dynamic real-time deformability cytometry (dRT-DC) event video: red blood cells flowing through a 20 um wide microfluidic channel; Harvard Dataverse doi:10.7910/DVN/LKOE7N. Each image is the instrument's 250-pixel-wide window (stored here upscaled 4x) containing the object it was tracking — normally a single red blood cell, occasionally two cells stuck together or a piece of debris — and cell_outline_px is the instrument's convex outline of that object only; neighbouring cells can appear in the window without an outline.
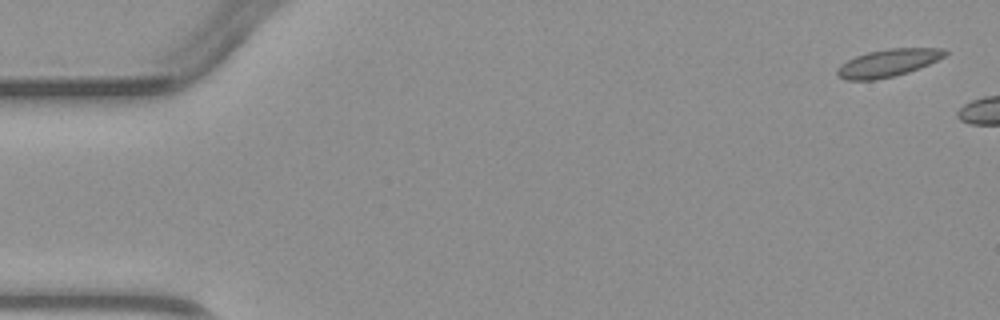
{"species": "common noctule bat (a hibernating species)", "species_latin": "Nyctalus noctula", "temperature_condition": "warm", "stored_images_in_passage": 2, "camera_frame_rate_fps": 3000, "um_per_image_px": 0.085, "animal": {"sex": "male", "body_mass_g": 23.1, "forearm_length_mm": 52.7}, "frame": {"image": 1, "passage_image": 1, "time_ms": 0.0, "image_size_px": [1000, 320], "cell_outline_px": [[948, 52], [944, 56], [920, 68], [908, 72], [876, 80], [848, 80], [840, 76], [836, 72], [836, 68], [840, 64], [856, 56], [868, 52], [888, 48], [944, 48]], "centroid_in_image_um": [75.47, 5.34], "position_along_channel_um": 9.5, "area_um2": 17.17}}